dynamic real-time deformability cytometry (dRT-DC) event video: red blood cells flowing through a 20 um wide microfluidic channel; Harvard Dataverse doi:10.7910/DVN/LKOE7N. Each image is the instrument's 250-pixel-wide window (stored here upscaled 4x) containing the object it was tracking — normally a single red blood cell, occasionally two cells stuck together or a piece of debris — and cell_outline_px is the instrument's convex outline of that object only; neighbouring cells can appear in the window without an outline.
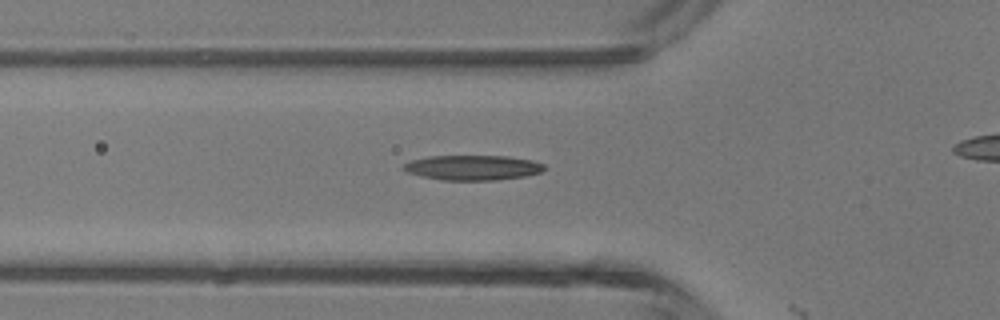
{"species": "common noctule bat (a hibernating species)", "species_latin": "Nyctalus noctula", "temperature_condition": "room temperature", "stored_images_in_passage": 14, "camera_frame_rate_fps": 3000, "um_per_image_px": 0.085, "animal": {"sex": "male", "body_mass_g": 13.3}, "frame": {"image": 1, "passage_image": 13, "time_ms": 4.0, "image_size_px": [1000, 320], "cell_outline_px": [[544, 168], [540, 172], [524, 176], [496, 180], [444, 180], [420, 176], [408, 172], [400, 168], [404, 164], [412, 160], [428, 156], [508, 156], [532, 160], [544, 164]], "centroid_in_image_um": [40.15, 14.24], "position_along_channel_um": 85.6, "area_um2": 20.4}}